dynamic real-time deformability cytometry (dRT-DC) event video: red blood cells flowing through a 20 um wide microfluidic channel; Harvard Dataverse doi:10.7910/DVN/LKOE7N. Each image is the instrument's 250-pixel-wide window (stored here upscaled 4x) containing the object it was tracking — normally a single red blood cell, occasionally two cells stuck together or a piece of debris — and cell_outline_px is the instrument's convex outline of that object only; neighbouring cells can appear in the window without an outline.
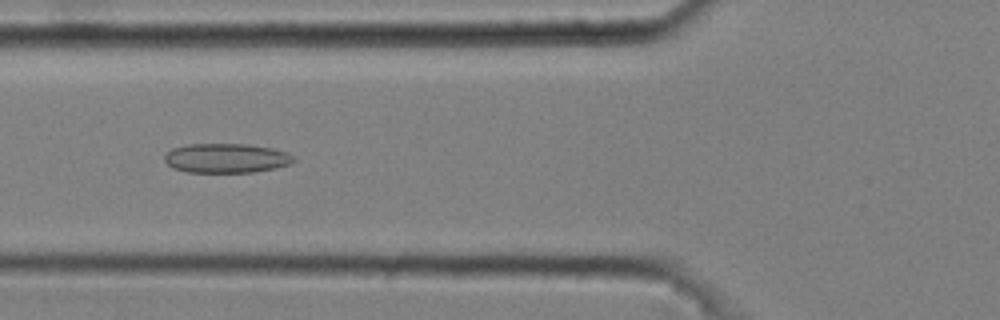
{"species": "common noctule bat (a hibernating species)", "species_latin": "Nyctalus noctula", "temperature_condition": "cold", "stored_images_in_passage": 6, "camera_frame_rate_fps": 3000, "um_per_image_px": 0.085, "animal": {"sex": "male", "body_mass_g": 20.4}, "frame": {"image": 1, "passage_image": 4, "time_ms": 1.0, "image_size_px": [1000, 320], "cell_outline_px": [[296, 160], [292, 164], [276, 168], [256, 172], [188, 172], [172, 168], [164, 160], [164, 156], [172, 148], [188, 144], [244, 144], [272, 148], [288, 152], [296, 156]], "centroid_in_image_um": [19.28, 13.45], "position_along_channel_um": 106.5, "area_um2": 22.37}}
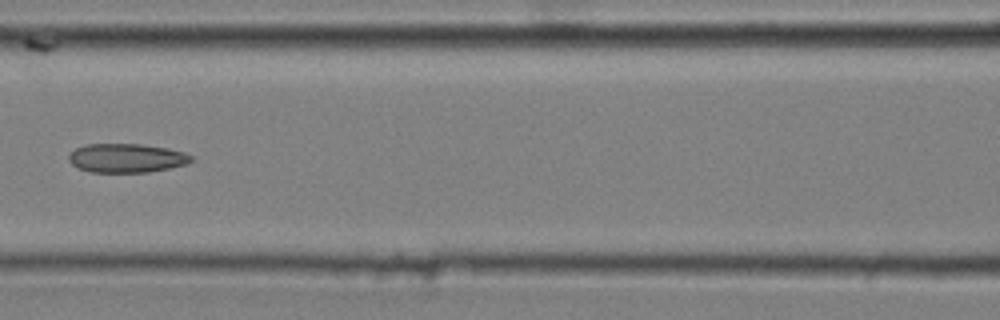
{"frame": {"image": 2, "passage_image": 5, "time_ms": 1.333, "image_size_px": [1000, 320], "cell_outline_px": [[196, 160], [184, 164], [168, 168], [148, 172], [92, 172], [80, 168], [72, 164], [68, 160], [68, 156], [76, 148], [84, 144], [140, 144], [168, 148], [184, 152], [192, 156]], "centroid_in_image_um": [10.77, 13.43], "position_along_channel_um": 155.8, "area_um2": 20.58}}